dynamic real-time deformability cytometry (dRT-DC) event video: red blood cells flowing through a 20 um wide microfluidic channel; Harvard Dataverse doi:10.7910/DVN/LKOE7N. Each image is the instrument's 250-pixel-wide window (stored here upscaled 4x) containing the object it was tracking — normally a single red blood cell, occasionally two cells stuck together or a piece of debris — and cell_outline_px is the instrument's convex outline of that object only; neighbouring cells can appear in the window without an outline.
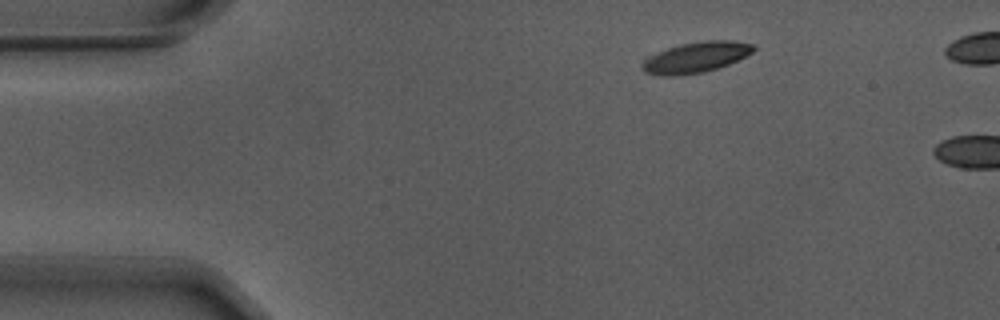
{"species": "Egyptian fruit bat (a non-hibernating species)", "species_latin": "Rousettus aegyptiacus", "temperature_condition": "warm", "stored_images_in_passage": 4, "camera_frame_rate_fps": 3000, "um_per_image_px": 0.085, "animal": {"sex": "male"}, "frame": {"image": 1, "passage_image": 1, "time_ms": 0.0, "image_size_px": [1000, 320], "cell_outline_px": [[756, 48], [752, 52], [728, 64], [704, 72], [676, 76], [664, 76], [644, 72], [640, 68], [640, 64], [644, 56], [680, 44], [708, 40], [732, 40], [756, 44]], "centroid_in_image_um": [59.08, 4.87], "position_along_channel_um": 25.9, "area_um2": 20.11}}